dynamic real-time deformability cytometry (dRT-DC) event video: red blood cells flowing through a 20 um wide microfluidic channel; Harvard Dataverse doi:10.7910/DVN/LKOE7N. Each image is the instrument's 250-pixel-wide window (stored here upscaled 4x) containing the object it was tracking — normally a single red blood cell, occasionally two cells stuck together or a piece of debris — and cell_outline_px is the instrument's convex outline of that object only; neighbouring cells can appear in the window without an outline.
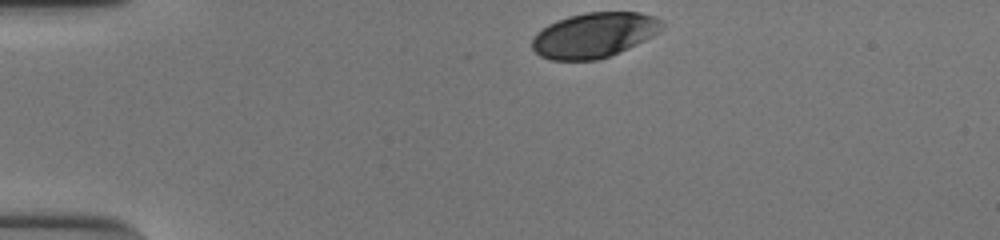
{"species": "human", "species_latin": "Homo sapiens", "temperature_condition": "cold", "stored_images_in_passage": 34, "camera_frame_rate_fps": 3000, "um_per_image_px": 0.085, "donor": {"sex": "male"}, "frame": {"image": 1, "passage_image": 1, "time_ms": 0.0, "image_size_px": [1000, 240], "cell_outline_px": [[664, 24], [652, 36], [620, 52], [596, 60], [552, 60], [540, 56], [532, 48], [532, 40], [536, 32], [548, 24], [556, 20], [568, 16], [588, 12], [640, 12], [652, 16], [660, 20]], "centroid_in_image_um": [50.45, 2.98], "position_along_channel_um": 34.5, "area_um2": 33.87}}
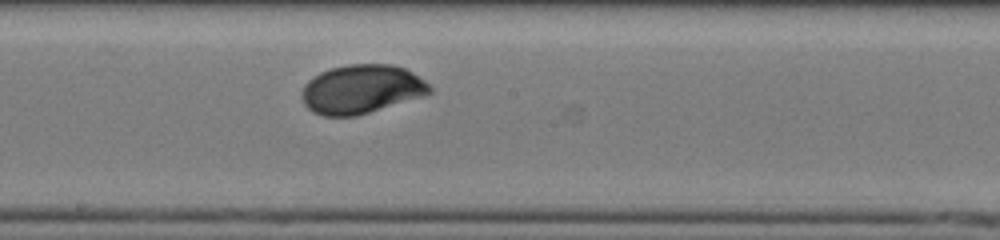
{"frame": {"image": 2, "passage_image": 20, "time_ms": 6.333, "image_size_px": [1000, 240], "cell_outline_px": [[432, 92], [424, 96], [356, 116], [324, 116], [312, 112], [304, 104], [304, 84], [308, 80], [320, 72], [332, 68], [348, 64], [392, 64], [404, 68], [412, 72], [424, 80], [432, 88]], "centroid_in_image_um": [30.75, 7.58], "position_along_channel_um": 217.5, "area_um2": 36.24}}
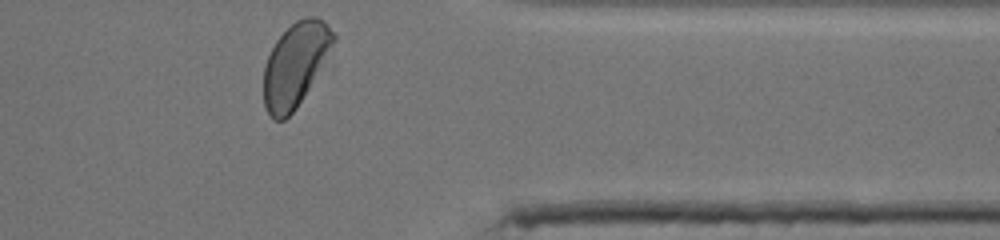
{"frame": {"image": 3, "passage_image": 34, "time_ms": 11.0, "image_size_px": [1000, 240], "cell_outline_px": [[336, 40], [324, 64], [296, 108], [284, 120], [272, 120], [264, 104], [264, 64], [276, 40], [296, 20], [304, 16], [316, 16], [324, 20], [328, 24], [336, 36]], "centroid_in_image_um": [25.12, 5.46], "position_along_channel_um": 386.3, "area_um2": 33.99}, "authors_computed_cell_mechanics": {"area_um2": 35.8649, "velocity_mm_per_s": 3.8165, "shape_relaxation_time_tau1_ms": 2.211, "shape_relaxation_time_tau2_ms": null, "deformation_change_tau1": 0.1181, "deformation_change_tau2": null}}